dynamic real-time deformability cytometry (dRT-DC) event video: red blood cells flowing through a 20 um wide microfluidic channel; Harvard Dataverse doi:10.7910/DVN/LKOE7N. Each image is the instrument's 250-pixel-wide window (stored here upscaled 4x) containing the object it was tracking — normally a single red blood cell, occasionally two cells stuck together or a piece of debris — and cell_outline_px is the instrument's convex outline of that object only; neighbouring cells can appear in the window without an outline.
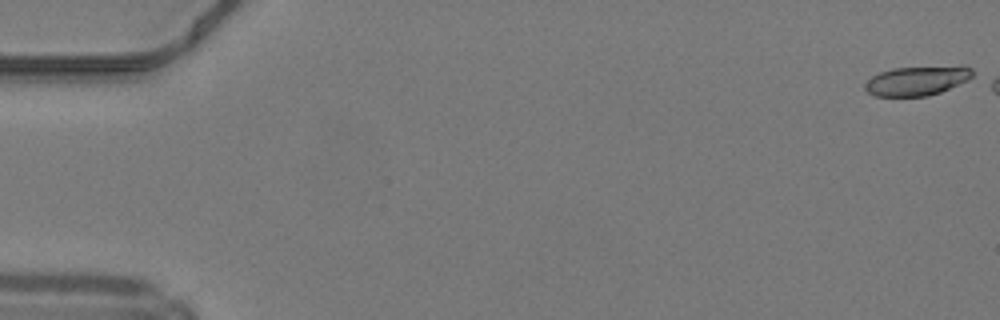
{"species": "common noctule bat (a hibernating species)", "species_latin": "Nyctalus noctula", "temperature_condition": "warm", "stored_images_in_passage": 26, "camera_frame_rate_fps": 3000, "um_per_image_px": 0.085, "animal": {"sex": "male", "body_mass_g": 19.2, "forearm_length_mm": 51.8}, "frame": {"image": 1, "passage_image": 1, "time_ms": 0.0, "image_size_px": [1000, 320], "cell_outline_px": [[972, 76], [968, 80], [940, 92], [928, 96], [872, 96], [864, 88], [864, 84], [872, 76], [880, 72], [892, 68], [964, 64], [972, 68]], "centroid_in_image_um": [77.97, 6.83], "position_along_channel_um": 7.0, "area_um2": 18.84}}
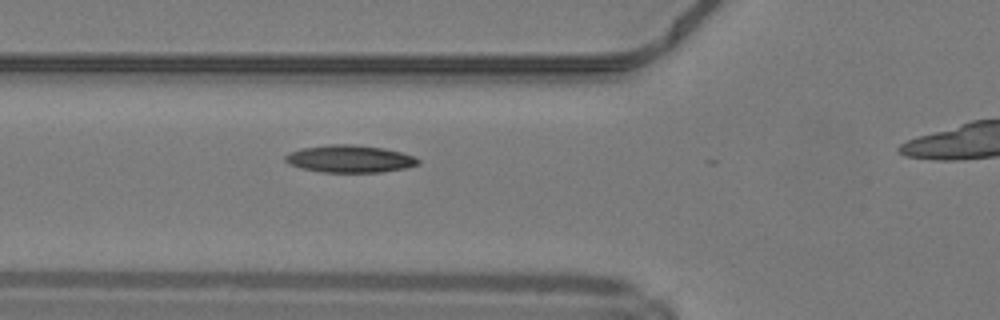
{"frame": {"image": 2, "passage_image": 19, "time_ms": 6.0, "image_size_px": [1000, 320], "cell_outline_px": [[420, 164], [408, 168], [384, 172], [320, 172], [300, 168], [288, 164], [284, 160], [284, 156], [300, 148], [328, 144], [352, 144], [384, 148], [400, 152], [412, 156], [420, 160]], "centroid_in_image_um": [29.72, 13.51], "position_along_channel_um": 96.1, "area_um2": 21.39}}
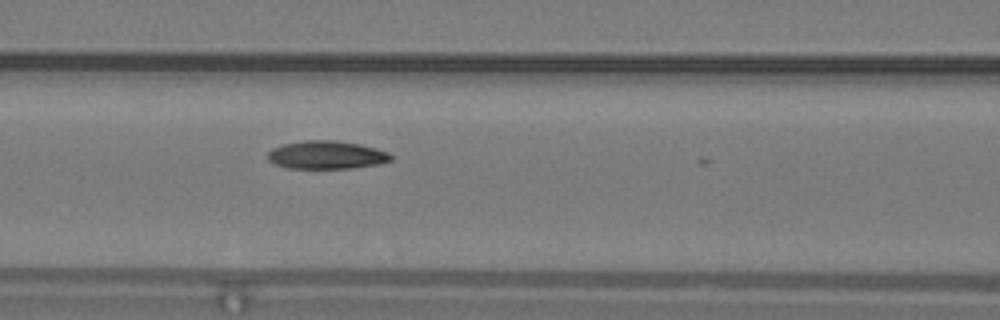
{"frame": {"image": 3, "passage_image": 22, "time_ms": 7.0, "image_size_px": [1000, 320], "cell_outline_px": [[392, 160], [376, 164], [352, 168], [288, 168], [276, 164], [268, 160], [268, 152], [272, 148], [284, 144], [304, 140], [336, 140], [376, 148], [388, 152], [392, 156]], "centroid_in_image_um": [27.74, 13.17], "position_along_channel_um": 138.9, "area_um2": 20.0}}